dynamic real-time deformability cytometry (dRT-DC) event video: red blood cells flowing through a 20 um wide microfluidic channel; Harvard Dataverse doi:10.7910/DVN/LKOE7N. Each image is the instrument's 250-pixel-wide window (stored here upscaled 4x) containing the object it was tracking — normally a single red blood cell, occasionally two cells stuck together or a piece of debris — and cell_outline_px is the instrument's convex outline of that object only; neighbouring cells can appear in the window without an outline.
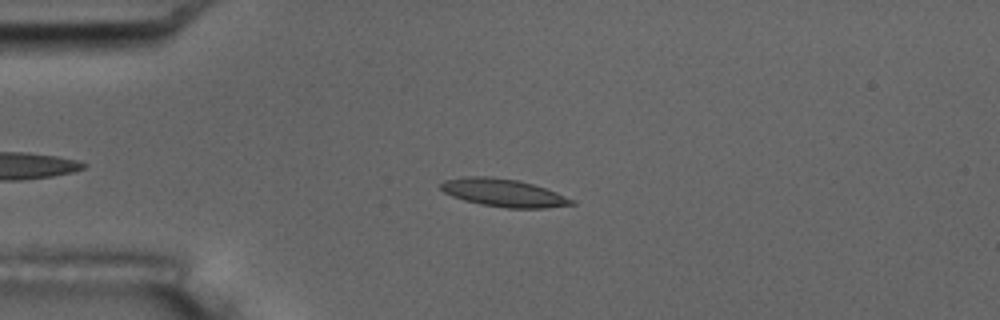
{"species": "common noctule bat (a hibernating species)", "species_latin": "Nyctalus noctula", "temperature_condition": "room temperature", "stored_images_in_passage": 5, "camera_frame_rate_fps": 3000, "um_per_image_px": 0.085, "animal": {"sex": "male", "body_mass_g": 17.5, "forearm_length_mm": 52.3}, "frame": {"image": 1, "passage_image": 4, "time_ms": 3.667, "image_size_px": [1000, 320], "cell_outline_px": [[576, 204], [544, 208], [504, 208], [480, 204], [464, 200], [452, 196], [444, 192], [440, 188], [440, 184], [444, 180], [460, 176], [488, 176], [516, 180], [532, 184], [556, 192], [576, 200]], "centroid_in_image_um": [42.78, 16.39], "position_along_channel_um": 42.2, "area_um2": 21.27}}